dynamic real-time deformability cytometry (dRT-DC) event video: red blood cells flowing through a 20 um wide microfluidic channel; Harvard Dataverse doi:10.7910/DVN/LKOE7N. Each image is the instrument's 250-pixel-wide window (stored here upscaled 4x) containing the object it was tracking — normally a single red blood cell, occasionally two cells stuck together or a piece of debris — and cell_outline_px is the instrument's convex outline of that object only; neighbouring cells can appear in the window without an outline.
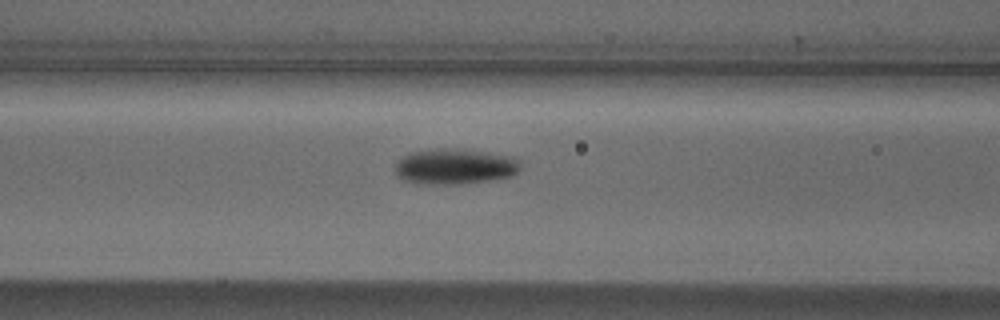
{"species": "Egyptian fruit bat (a non-hibernating species)", "species_latin": "Rousettus aegyptiacus", "temperature_condition": "cold", "stored_images_in_passage": 17, "camera_frame_rate_fps": 3000, "um_per_image_px": 0.085, "animal": {"sex": "male"}, "frame": {"image": 1, "passage_image": 15, "time_ms": 4.667, "image_size_px": [1000, 320], "cell_outline_px": [[520, 168], [512, 176], [488, 180], [460, 184], [432, 184], [404, 180], [396, 172], [396, 160], [408, 152], [440, 148], [452, 148], [488, 152], [516, 156], [520, 160]], "centroid_in_image_um": [38.69, 14.12], "position_along_channel_um": 127.9, "area_um2": 26.07}}